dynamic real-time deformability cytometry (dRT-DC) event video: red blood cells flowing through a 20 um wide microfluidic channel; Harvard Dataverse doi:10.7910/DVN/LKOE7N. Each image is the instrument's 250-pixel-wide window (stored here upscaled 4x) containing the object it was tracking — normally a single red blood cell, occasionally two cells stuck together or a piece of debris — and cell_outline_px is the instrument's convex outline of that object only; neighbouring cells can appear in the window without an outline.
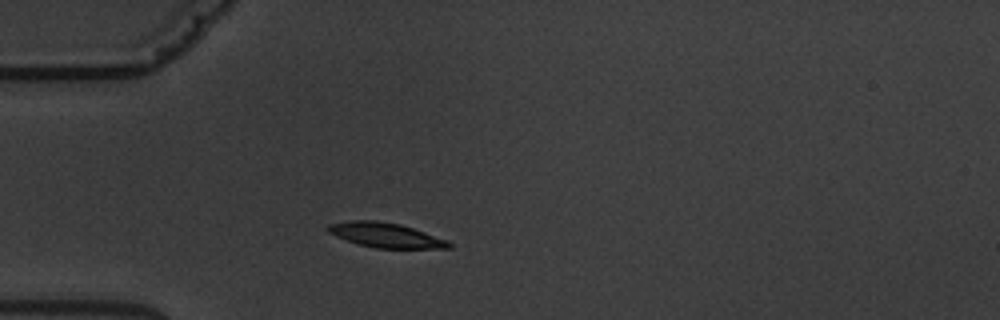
{"species": "common noctule bat (a hibernating species)", "species_latin": "Nyctalus noctula", "temperature_condition": "warm", "stored_images_in_passage": 2, "camera_frame_rate_fps": 3000, "um_per_image_px": 0.085, "animal": {"sex": "male", "body_mass_g": 19.5, "forearm_length_mm": 54.6}, "frame": {"image": 1, "passage_image": 2, "time_ms": 2.0, "image_size_px": [1000, 320], "cell_outline_px": [[452, 248], [376, 248], [360, 244], [336, 236], [328, 232], [324, 228], [328, 224], [348, 220], [376, 220], [400, 224], [448, 240], [452, 244]], "centroid_in_image_um": [32.76, 19.97], "position_along_channel_um": 52.2, "area_um2": 17.34}}